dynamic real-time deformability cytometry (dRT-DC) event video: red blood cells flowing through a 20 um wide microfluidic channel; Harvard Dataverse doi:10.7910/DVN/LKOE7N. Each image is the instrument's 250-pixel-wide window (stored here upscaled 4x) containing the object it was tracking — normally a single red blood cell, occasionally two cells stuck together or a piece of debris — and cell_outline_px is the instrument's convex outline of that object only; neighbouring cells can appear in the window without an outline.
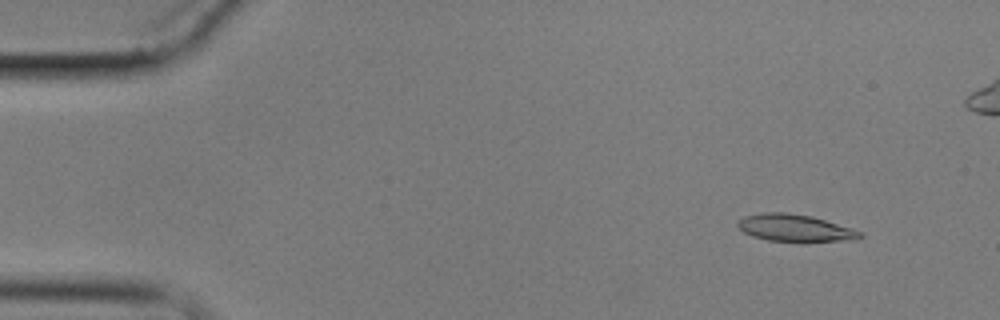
{"species": "common noctule bat (a hibernating species)", "species_latin": "Nyctalus noctula", "temperature_condition": "cold", "stored_images_in_passage": 6, "camera_frame_rate_fps": 3000, "um_per_image_px": 0.085, "animal": {"sex": "male", "body_mass_g": 17.9}, "frame": {"image": 1, "passage_image": 2, "time_ms": 1.333, "image_size_px": [1000, 320], "cell_outline_px": [[864, 236], [856, 240], [804, 244], [768, 240], [752, 236], [744, 232], [736, 224], [744, 216], [764, 212], [788, 212], [812, 216], [852, 228], [864, 232]], "centroid_in_image_um": [67.67, 19.42], "position_along_channel_um": 17.3, "area_um2": 20.23}}